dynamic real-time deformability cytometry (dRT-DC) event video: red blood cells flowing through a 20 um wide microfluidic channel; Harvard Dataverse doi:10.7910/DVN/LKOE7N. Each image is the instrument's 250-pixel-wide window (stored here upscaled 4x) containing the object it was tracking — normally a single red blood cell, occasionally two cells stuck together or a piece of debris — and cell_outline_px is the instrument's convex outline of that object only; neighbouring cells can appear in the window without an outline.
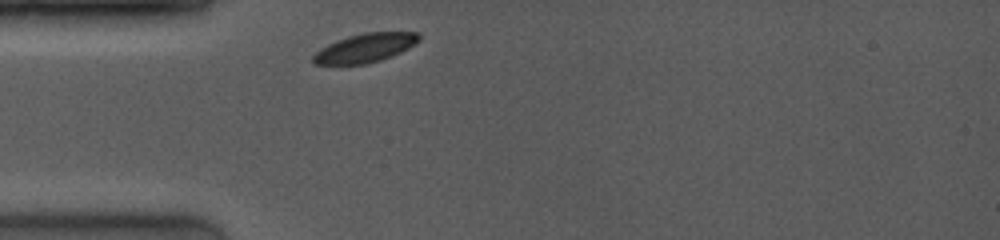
{"species": "common noctule bat (a hibernating species)", "species_latin": "Nyctalus noctula", "temperature_condition": "room temperature", "stored_images_in_passage": 24, "camera_frame_rate_fps": 4000, "um_per_image_px": 0.085, "animal": {"sex": "female", "body_mass_g": 19.0, "forearm_length_mm": 53.3}, "frame": {"image": 1, "passage_image": 1, "time_ms": 0.0, "image_size_px": [1000, 240], "cell_outline_px": [[420, 40], [408, 48], [400, 52], [380, 60], [364, 64], [316, 64], [312, 60], [312, 56], [320, 48], [336, 40], [348, 36], [364, 32], [420, 32]], "centroid_in_image_um": [31.03, 4.06], "position_along_channel_um": 54.0, "area_um2": 17.69}}
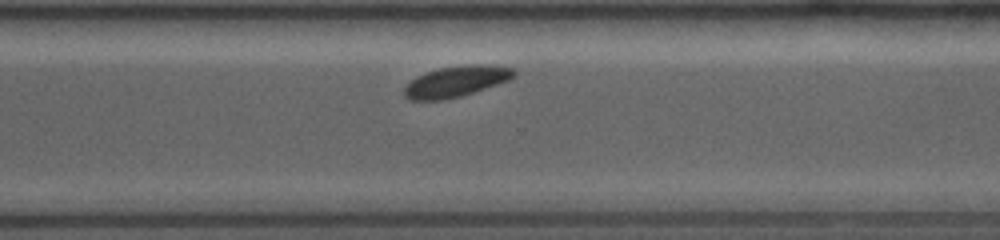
{"frame": {"image": 2, "passage_image": 19, "time_ms": 7.25, "image_size_px": [1000, 240], "cell_outline_px": [[516, 76], [508, 80], [460, 96], [444, 100], [408, 100], [404, 96], [404, 88], [416, 76], [440, 68], [468, 64], [488, 64], [516, 68]], "centroid_in_image_um": [38.79, 6.91], "position_along_channel_um": 331.8, "area_um2": 19.65}}
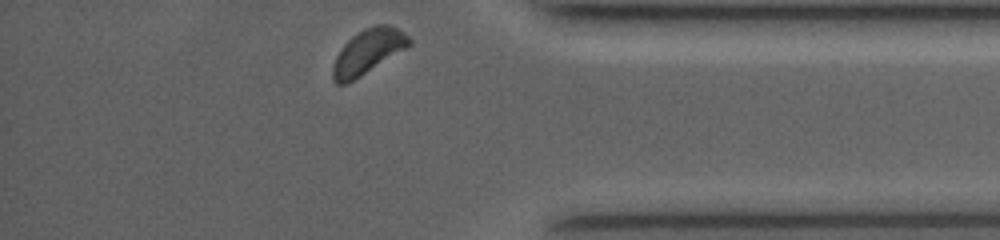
{"frame": {"image": 3, "passage_image": 24, "time_ms": 9.25, "image_size_px": [1000, 240], "cell_outline_px": [[412, 44], [408, 48], [360, 76], [344, 84], [336, 84], [332, 80], [332, 68], [336, 56], [344, 44], [352, 36], [364, 28], [376, 24], [388, 24], [404, 32], [412, 40]], "centroid_in_image_um": [31.3, 4.37], "position_along_channel_um": 403.9, "area_um2": 19.88}, "authors_computed_cell_mechanics": {"area_um2": 19.8254, "velocity_mm_per_s": 3.9316, "shape_relaxation_time_tau1_ms": 0.4567, "shape_relaxation_time_tau2_ms": 4.7106, "deformation_change_tau1": 0.0744, "deformation_change_tau2": 0.0585}}